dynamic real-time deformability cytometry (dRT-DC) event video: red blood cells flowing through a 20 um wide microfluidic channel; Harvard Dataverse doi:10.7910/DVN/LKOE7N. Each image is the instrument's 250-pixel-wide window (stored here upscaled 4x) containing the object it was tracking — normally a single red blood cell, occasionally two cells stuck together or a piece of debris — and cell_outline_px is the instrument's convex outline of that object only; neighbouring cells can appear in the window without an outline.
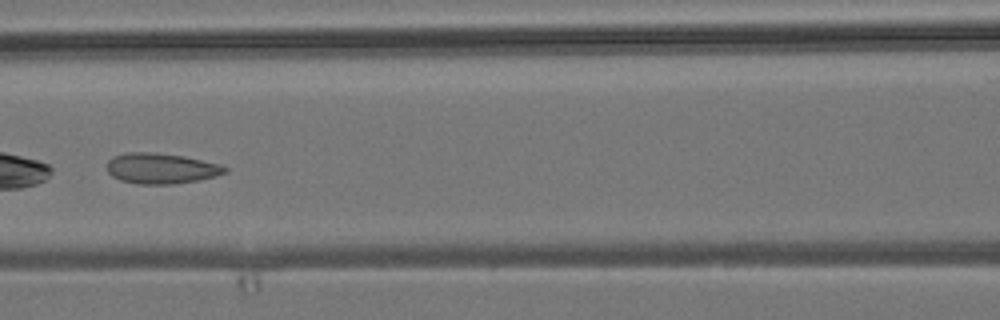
{"species": "common noctule bat (a hibernating species)", "species_latin": "Nyctalus noctula", "temperature_condition": "room temperature", "stored_images_in_passage": 4, "camera_frame_rate_fps": 3000, "um_per_image_px": 0.085, "animal": {"sex": "male", "body_mass_g": 19.2, "forearm_length_mm": 51.8}, "frame": {"image": 1, "passage_image": 4, "time_ms": 3.333, "image_size_px": [1000, 320], "cell_outline_px": [[228, 172], [216, 176], [196, 180], [172, 184], [136, 184], [120, 180], [112, 176], [108, 172], [108, 160], [112, 156], [128, 152], [152, 152], [184, 156], [220, 164], [228, 168]], "centroid_in_image_um": [13.69, 14.31], "position_along_channel_um": 152.9, "area_um2": 21.04}}